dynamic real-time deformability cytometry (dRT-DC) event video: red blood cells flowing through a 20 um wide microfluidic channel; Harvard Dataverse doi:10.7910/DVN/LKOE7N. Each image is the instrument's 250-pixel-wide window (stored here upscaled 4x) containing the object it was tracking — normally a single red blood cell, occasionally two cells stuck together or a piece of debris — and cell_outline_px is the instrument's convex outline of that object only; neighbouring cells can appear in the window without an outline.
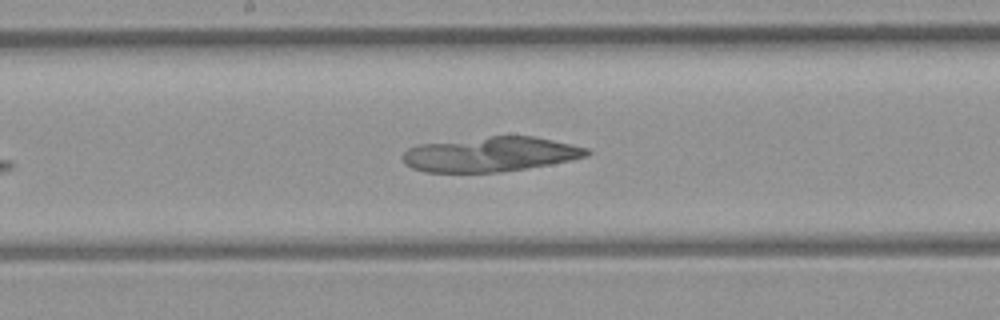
{"species": "common noctule bat (a hibernating species)", "species_latin": "Nyctalus noctula", "temperature_condition": "room temperature", "stored_images_in_passage": 35, "camera_frame_rate_fps": 3000, "um_per_image_px": 0.085, "animal": {"sex": "female", "body_mass_g": 21.9}, "frame": {"image": 1, "passage_image": 17, "time_ms": 5.333, "image_size_px": [1000, 320], "cell_outline_px": [[592, 152], [588, 156], [548, 164], [500, 172], [424, 172], [412, 168], [404, 164], [400, 156], [408, 148], [420, 144], [492, 136], [532, 136], [572, 144], [588, 148]], "centroid_in_image_um": [41.65, 13.11], "position_along_channel_um": 206.5, "area_um2": 37.11}}
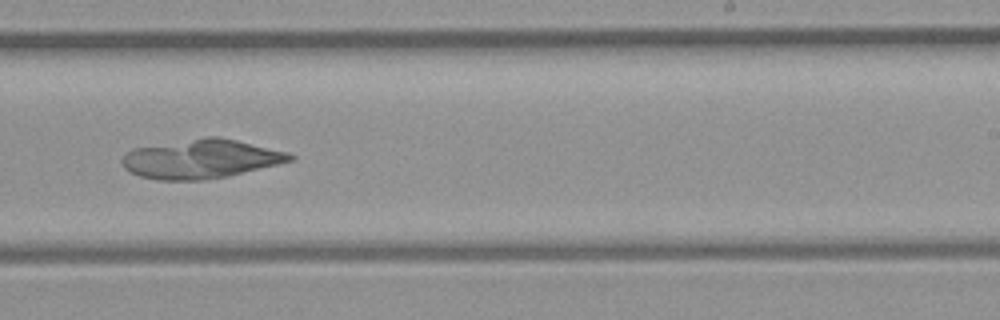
{"frame": {"image": 2, "passage_image": 22, "time_ms": 7.0, "image_size_px": [1000, 320], "cell_outline_px": [[296, 156], [292, 160], [228, 176], [204, 180], [160, 180], [140, 176], [124, 168], [120, 160], [132, 148], [204, 136], [220, 136], [288, 152]], "centroid_in_image_um": [17.06, 13.49], "position_along_channel_um": 271.9, "area_um2": 38.09}}
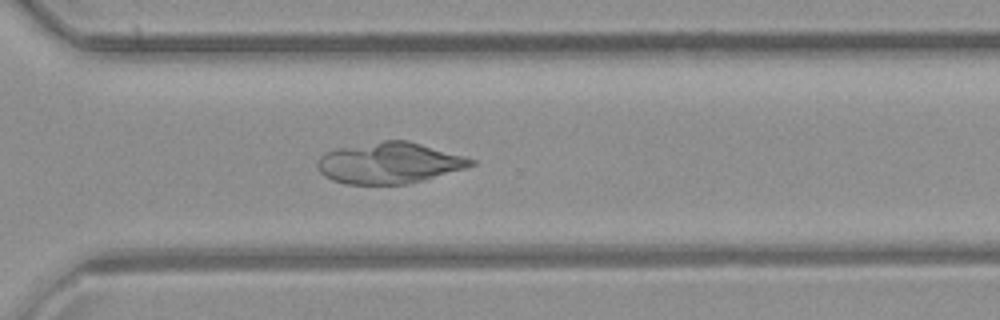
{"frame": {"image": 3, "passage_image": 27, "time_ms": 8.667, "image_size_px": [1000, 320], "cell_outline_px": [[476, 164], [464, 168], [424, 180], [408, 184], [344, 184], [332, 180], [324, 176], [316, 168], [316, 164], [320, 156], [324, 152], [384, 140], [408, 140], [464, 156], [476, 160]], "centroid_in_image_um": [33.08, 13.86], "position_along_channel_um": 337.5, "area_um2": 36.59}}